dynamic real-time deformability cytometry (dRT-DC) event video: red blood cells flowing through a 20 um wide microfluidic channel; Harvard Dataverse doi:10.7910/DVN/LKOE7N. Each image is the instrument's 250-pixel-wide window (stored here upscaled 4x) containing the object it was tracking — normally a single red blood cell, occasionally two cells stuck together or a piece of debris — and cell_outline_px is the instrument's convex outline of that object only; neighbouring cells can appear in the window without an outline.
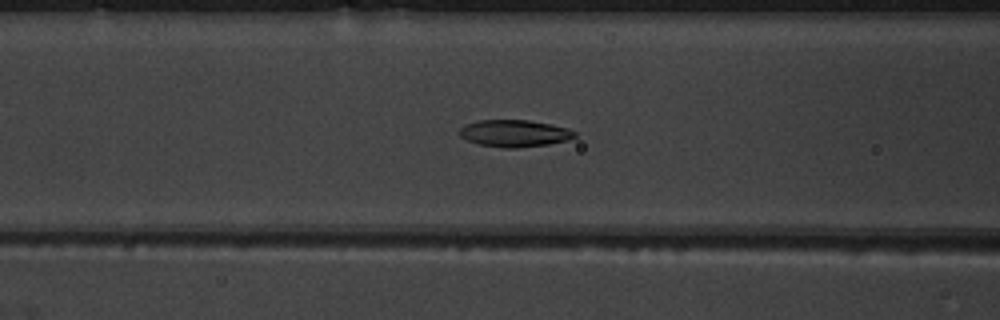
{"species": "common noctule bat (a hibernating species)", "species_latin": "Nyctalus noctula", "temperature_condition": "warm", "stored_images_in_passage": 51, "camera_frame_rate_fps": 3000, "um_per_image_px": 0.085, "animal": {"sex": "male", "body_mass_g": 19.5, "forearm_length_mm": 54.6}, "frame": {"image": 1, "passage_image": 21, "time_ms": 6.667, "image_size_px": [1000, 320], "cell_outline_px": [[576, 136], [568, 140], [548, 144], [516, 148], [504, 148], [480, 144], [468, 140], [460, 136], [460, 128], [464, 124], [480, 120], [528, 120], [552, 124], [568, 128], [576, 132]], "centroid_in_image_um": [43.75, 11.33], "position_along_channel_um": 122.9, "area_um2": 18.09}}
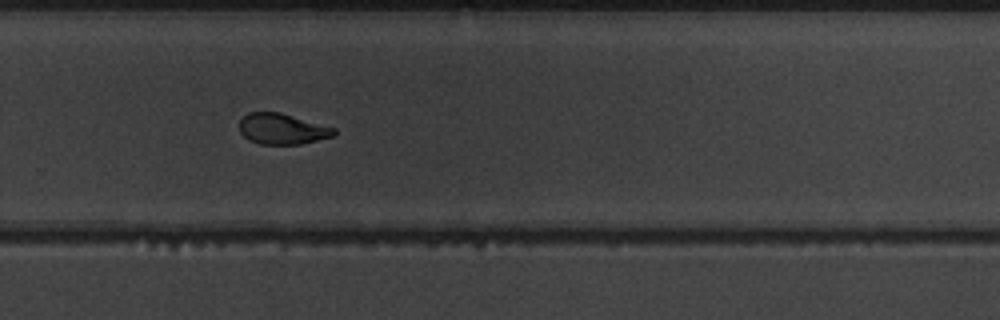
{"frame": {"image": 2, "passage_image": 35, "time_ms": 11.333, "image_size_px": [1000, 320], "cell_outline_px": [[336, 132], [332, 136], [300, 144], [260, 144], [248, 140], [240, 132], [240, 120], [248, 112], [280, 112], [336, 128]], "centroid_in_image_um": [23.97, 10.95], "position_along_channel_um": 305.8, "area_um2": 16.88}}
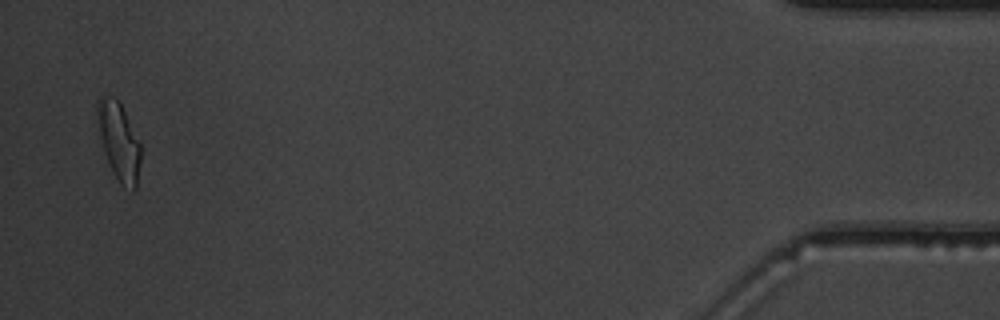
{"frame": {"image": 3, "passage_image": 50, "time_ms": 16.333, "image_size_px": [1000, 320], "cell_outline_px": [[140, 164], [136, 188], [132, 192], [120, 184], [108, 160], [100, 136], [96, 112], [96, 104], [100, 96], [112, 96], [120, 104], [140, 144]], "centroid_in_image_um": [10.11, 12.03], "position_along_channel_um": 425.1, "area_um2": 19.02}, "authors_computed_cell_mechanics": {"area_um2": 18.496, "velocity_mm_per_s": 3.9265, "shape_relaxation_time_tau1_ms": 4.2019, "shape_relaxation_time_tau2_ms": 1.8947, "deformation_change_tau1": 0.1646, "deformation_change_tau2": 0.0786}}